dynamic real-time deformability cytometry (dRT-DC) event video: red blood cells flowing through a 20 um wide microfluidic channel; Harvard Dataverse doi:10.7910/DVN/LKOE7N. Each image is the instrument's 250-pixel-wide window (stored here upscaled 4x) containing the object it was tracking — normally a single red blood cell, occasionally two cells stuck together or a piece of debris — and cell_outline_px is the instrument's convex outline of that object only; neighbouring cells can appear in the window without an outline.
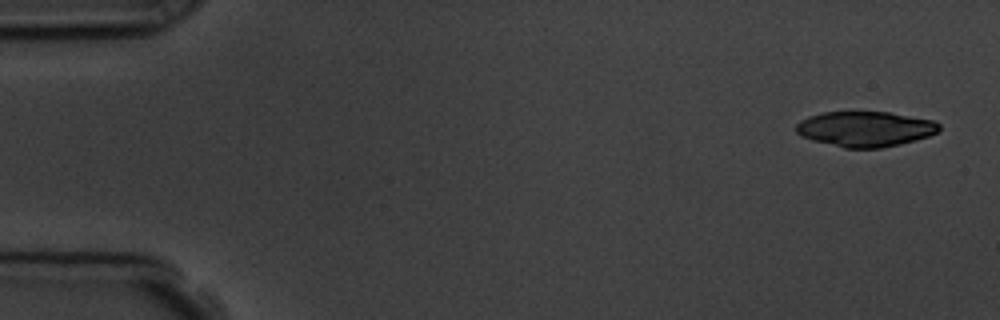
{"species": "common noctule bat (a hibernating species)", "species_latin": "Nyctalus noctula", "temperature_condition": "room temperature", "stored_images_in_passage": 7, "camera_frame_rate_fps": 3000, "um_per_image_px": 0.085, "animal": {"sex": "male", "body_mass_g": 19.5, "forearm_length_mm": 54.6}, "frame": {"image": 1, "passage_image": 1, "time_ms": 0.0, "image_size_px": [1000, 320], "cell_outline_px": [[940, 132], [916, 140], [900, 144], [880, 148], [844, 148], [812, 140], [800, 136], [796, 132], [796, 124], [800, 120], [808, 116], [824, 112], [888, 112], [932, 120], [940, 124]], "centroid_in_image_um": [73.53, 10.96], "position_along_channel_um": 11.5, "area_um2": 29.48}}